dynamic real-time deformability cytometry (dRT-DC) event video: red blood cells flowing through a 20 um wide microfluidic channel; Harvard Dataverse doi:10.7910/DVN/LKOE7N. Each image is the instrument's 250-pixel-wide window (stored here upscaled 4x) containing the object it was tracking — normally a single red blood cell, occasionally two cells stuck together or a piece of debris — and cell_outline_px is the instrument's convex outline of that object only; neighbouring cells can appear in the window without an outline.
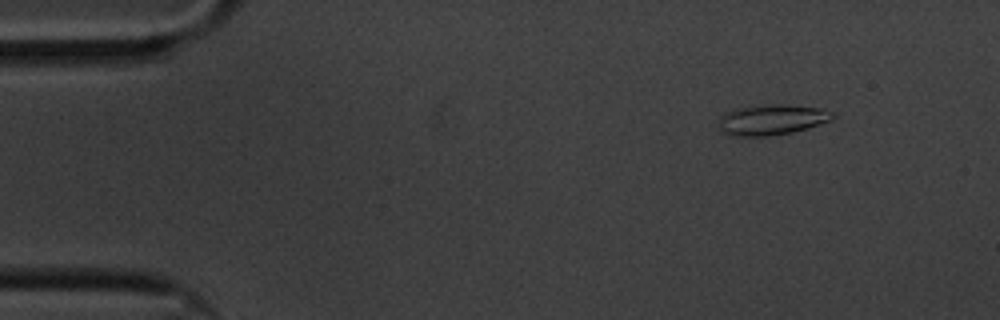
{"species": "common noctule bat (a hibernating species)", "species_latin": "Nyctalus noctula", "temperature_condition": "cold", "stored_images_in_passage": 54, "camera_frame_rate_fps": 3000, "um_per_image_px": 0.085, "animal": {"sex": "male", "body_mass_g": 20.1, "forearm_length_mm": 53.5}, "frame": {"image": 1, "passage_image": 2, "time_ms": 0.333, "image_size_px": [1000, 320], "cell_outline_px": [[836, 116], [832, 120], [808, 128], [792, 132], [768, 136], [732, 136], [724, 132], [720, 128], [720, 116], [724, 112], [740, 108], [768, 104], [784, 104], [824, 108], [832, 112]], "centroid_in_image_um": [65.65, 10.17], "position_along_channel_um": 19.3, "area_um2": 20.29}}
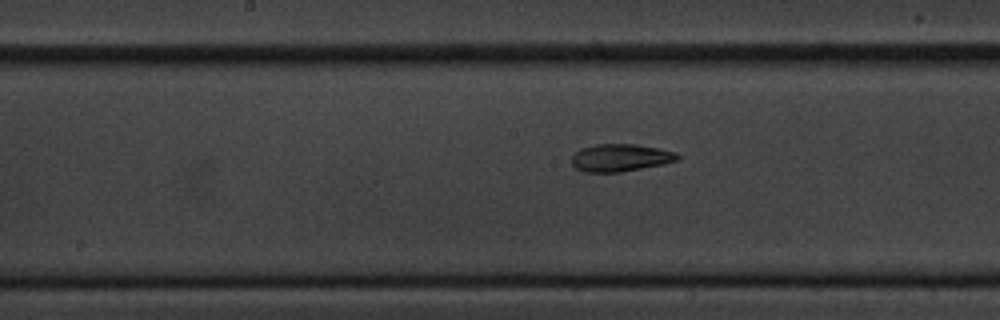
{"frame": {"image": 2, "passage_image": 25, "time_ms": 8.0, "image_size_px": [1000, 320], "cell_outline_px": [[680, 160], [664, 164], [620, 172], [584, 172], [576, 168], [572, 164], [572, 156], [580, 148], [596, 144], [636, 144], [676, 152], [680, 156]], "centroid_in_image_um": [52.74, 13.4], "position_along_channel_um": 195.5, "area_um2": 16.99}}
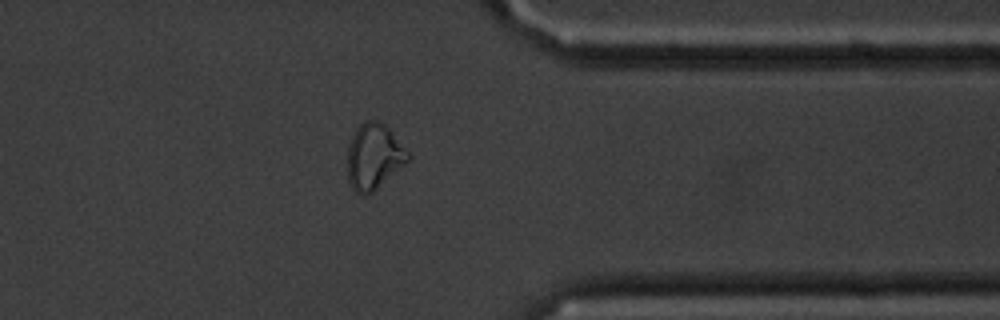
{"frame": {"image": 3, "passage_image": 42, "time_ms": 13.667, "image_size_px": [1000, 320], "cell_outline_px": [[412, 156], [404, 164], [372, 192], [364, 196], [356, 192], [352, 188], [348, 180], [348, 144], [356, 128], [364, 120], [376, 120], [384, 124], [388, 128]], "centroid_in_image_um": [31.76, 13.29], "position_along_channel_um": 379.6, "area_um2": 22.89}, "authors_computed_cell_mechanics": {"area_um2": 18.3804, "velocity_mm_per_s": 3.3945, "shape_relaxation_time_tau1_ms": null, "shape_relaxation_time_tau2_ms": 2.5009, "deformation_change_tau1": null, "deformation_change_tau2": 0.0807}}